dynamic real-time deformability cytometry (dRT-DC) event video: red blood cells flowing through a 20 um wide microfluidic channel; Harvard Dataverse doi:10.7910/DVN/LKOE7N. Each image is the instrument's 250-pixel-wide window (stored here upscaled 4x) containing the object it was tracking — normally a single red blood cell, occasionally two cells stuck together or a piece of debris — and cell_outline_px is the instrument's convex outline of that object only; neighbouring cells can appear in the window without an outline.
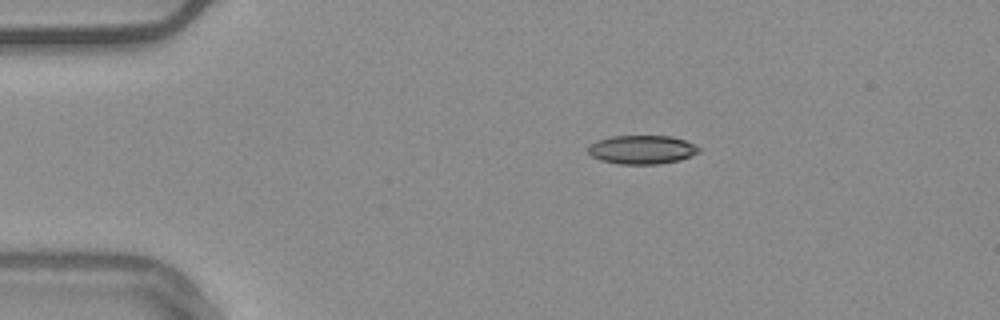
{"species": "common noctule bat (a hibernating species)", "species_latin": "Nyctalus noctula", "temperature_condition": "warm", "stored_images_in_passage": 45, "camera_frame_rate_fps": 3000, "um_per_image_px": 0.085, "animal": {"sex": "male", "body_mass_g": 20.4}, "frame": {"image": 1, "passage_image": 1, "time_ms": 0.0, "image_size_px": [1000, 320], "cell_outline_px": [[700, 152], [680, 160], [660, 164], [620, 164], [600, 160], [592, 156], [588, 152], [588, 148], [596, 140], [612, 136], [672, 136], [684, 140], [700, 148]], "centroid_in_image_um": [54.57, 12.72], "position_along_channel_um": 30.4, "area_um2": 18.5}}
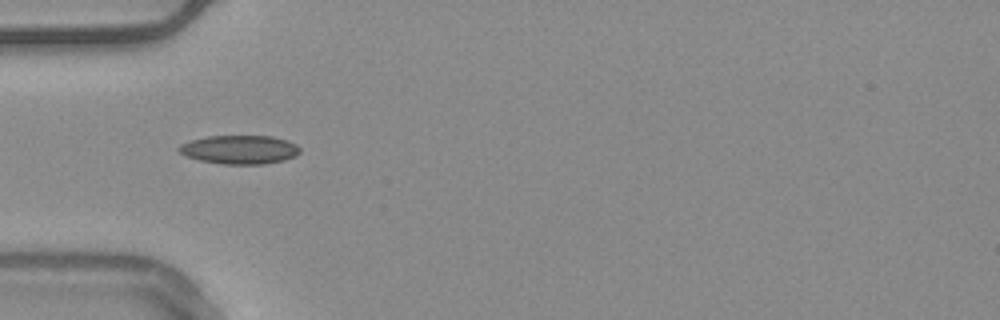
{"frame": {"image": 2, "passage_image": 8, "time_ms": 2.333, "image_size_px": [1000, 320], "cell_outline_px": [[300, 152], [296, 156], [284, 160], [264, 164], [224, 164], [200, 160], [184, 156], [176, 148], [180, 144], [192, 140], [208, 136], [272, 136], [288, 140], [296, 144], [300, 148]], "centroid_in_image_um": [20.38, 12.71], "position_along_channel_um": 64.6, "area_um2": 20.35}}
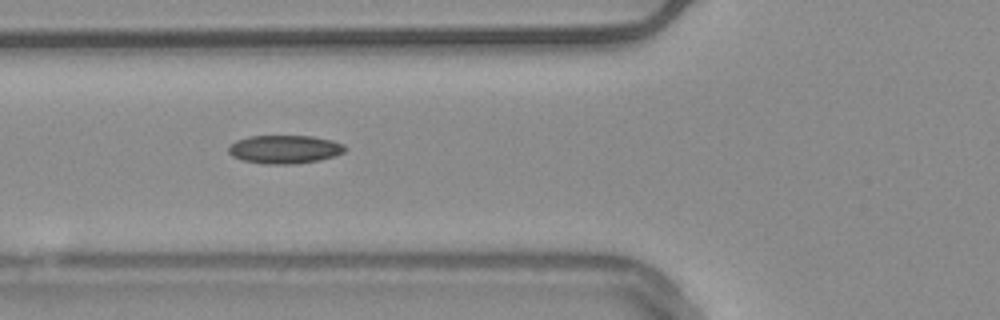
{"frame": {"image": 3, "passage_image": 11, "time_ms": 3.333, "image_size_px": [1000, 320], "cell_outline_px": [[348, 148], [344, 152], [320, 160], [292, 164], [260, 164], [240, 160], [232, 156], [228, 152], [228, 144], [236, 140], [248, 136], [312, 136], [332, 140], [344, 144]], "centroid_in_image_um": [24.15, 12.69], "position_along_channel_um": 101.6, "area_um2": 19.54}, "authors_computed_cell_mechanics": {"area_um2": 18.3226, "velocity_mm_per_s": 3.7691, "shape_relaxation_time_tau1_ms": null, "shape_relaxation_time_tau2_ms": 5.0037, "deformation_change_tau1": null, "deformation_change_tau2": 0.1132}}